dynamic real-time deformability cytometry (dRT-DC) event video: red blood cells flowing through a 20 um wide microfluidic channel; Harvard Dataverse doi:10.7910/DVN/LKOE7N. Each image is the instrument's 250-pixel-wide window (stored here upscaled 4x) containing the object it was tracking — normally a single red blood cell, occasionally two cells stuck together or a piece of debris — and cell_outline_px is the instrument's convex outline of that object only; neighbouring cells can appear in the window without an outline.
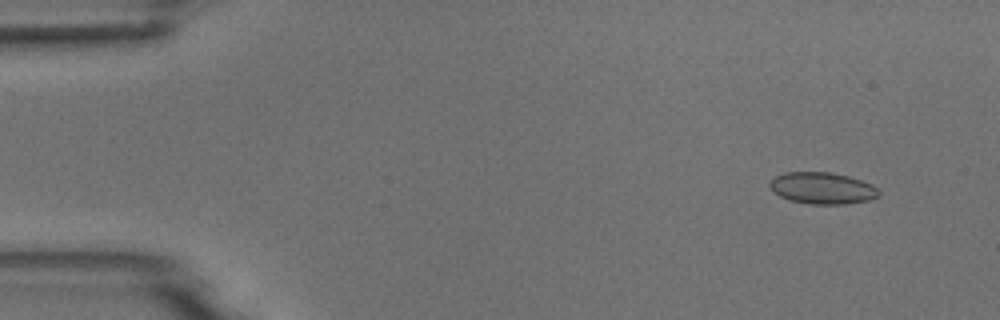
{"species": "common noctule bat (a hibernating species)", "species_latin": "Nyctalus noctula", "temperature_condition": "room temperature", "stored_images_in_passage": 4, "camera_frame_rate_fps": 3000, "um_per_image_px": 0.085, "animal": {"sex": "male", "body_mass_g": 18.8}, "frame": {"image": 1, "passage_image": 1, "time_ms": 0.0, "image_size_px": [1000, 320], "cell_outline_px": [[880, 196], [868, 200], [844, 204], [812, 204], [792, 200], [780, 196], [772, 192], [768, 184], [776, 176], [784, 172], [832, 172], [848, 176], [872, 184], [880, 192]], "centroid_in_image_um": [69.89, 15.99], "position_along_channel_um": 15.1, "area_um2": 20.06}}
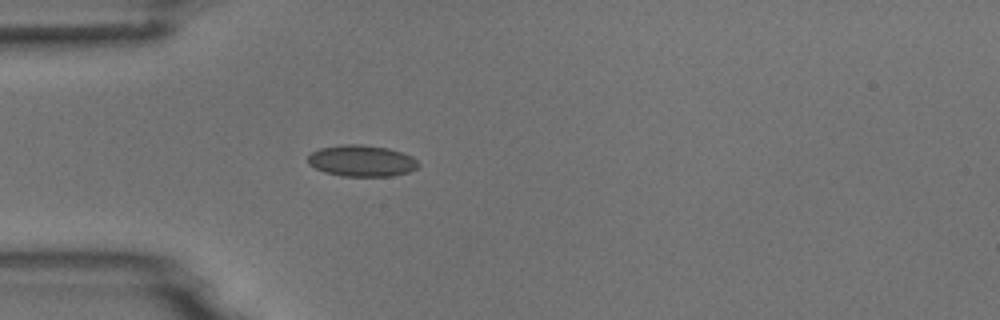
{"frame": {"image": 2, "passage_image": 4, "time_ms": 3.667, "image_size_px": [1000, 320], "cell_outline_px": [[420, 164], [416, 168], [408, 172], [392, 176], [340, 176], [324, 172], [308, 164], [308, 156], [312, 152], [320, 148], [344, 144], [360, 144], [388, 148], [412, 156]], "centroid_in_image_um": [30.73, 13.67], "position_along_channel_um": 54.3, "area_um2": 20.17}}